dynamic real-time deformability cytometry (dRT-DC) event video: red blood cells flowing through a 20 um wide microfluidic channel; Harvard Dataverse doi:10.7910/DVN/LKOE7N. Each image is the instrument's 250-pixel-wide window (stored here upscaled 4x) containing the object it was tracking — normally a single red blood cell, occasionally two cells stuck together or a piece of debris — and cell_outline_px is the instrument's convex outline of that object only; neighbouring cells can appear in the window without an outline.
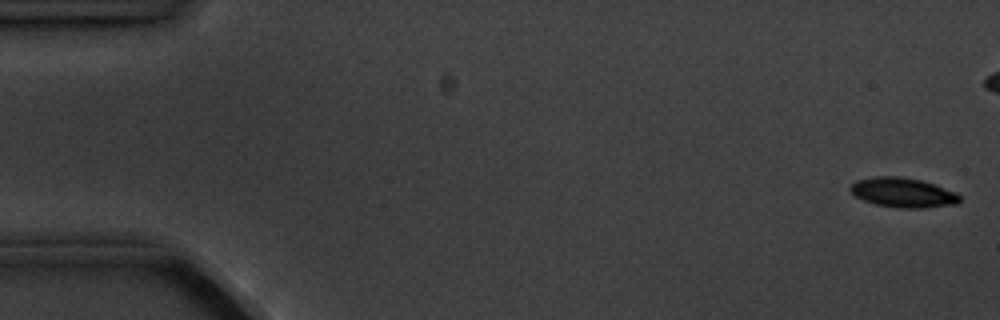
{"species": "common noctule bat (a hibernating species)", "species_latin": "Nyctalus noctula", "temperature_condition": "cold", "stored_images_in_passage": 6, "camera_frame_rate_fps": 3000, "um_per_image_px": 0.085, "animal": {"sex": "male", "body_mass_g": 20.1, "forearm_length_mm": 53.5}, "frame": {"image": 1, "passage_image": 1, "time_ms": 0.0, "image_size_px": [1000, 320], "cell_outline_px": [[960, 200], [956, 204], [924, 208], [896, 208], [876, 204], [864, 200], [856, 196], [848, 188], [856, 180], [876, 176], [900, 176], [920, 180], [956, 192], [960, 196]], "centroid_in_image_um": [76.74, 16.37], "position_along_channel_um": 8.3, "area_um2": 18.79}}
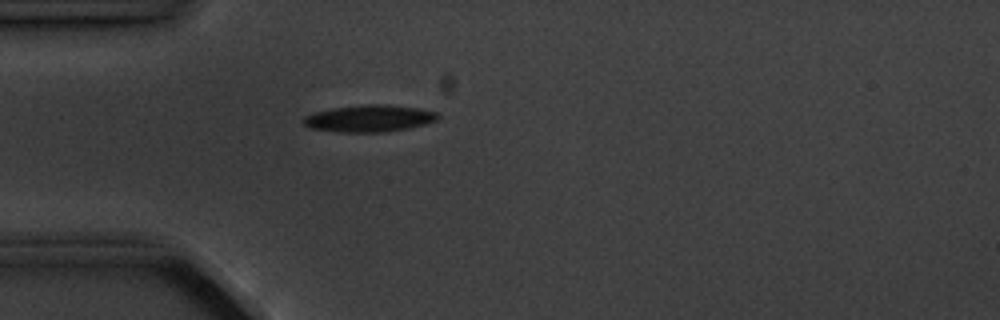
{"frame": {"image": 2, "passage_image": 6, "time_ms": 6.667, "image_size_px": [1000, 320], "cell_outline_px": [[440, 116], [436, 120], [424, 124], [408, 128], [384, 132], [340, 132], [312, 128], [304, 124], [300, 120], [304, 116], [312, 112], [332, 108], [368, 104], [388, 104], [416, 108], [436, 112]], "centroid_in_image_um": [31.34, 10.06], "position_along_channel_um": 53.7, "area_um2": 21.04}}